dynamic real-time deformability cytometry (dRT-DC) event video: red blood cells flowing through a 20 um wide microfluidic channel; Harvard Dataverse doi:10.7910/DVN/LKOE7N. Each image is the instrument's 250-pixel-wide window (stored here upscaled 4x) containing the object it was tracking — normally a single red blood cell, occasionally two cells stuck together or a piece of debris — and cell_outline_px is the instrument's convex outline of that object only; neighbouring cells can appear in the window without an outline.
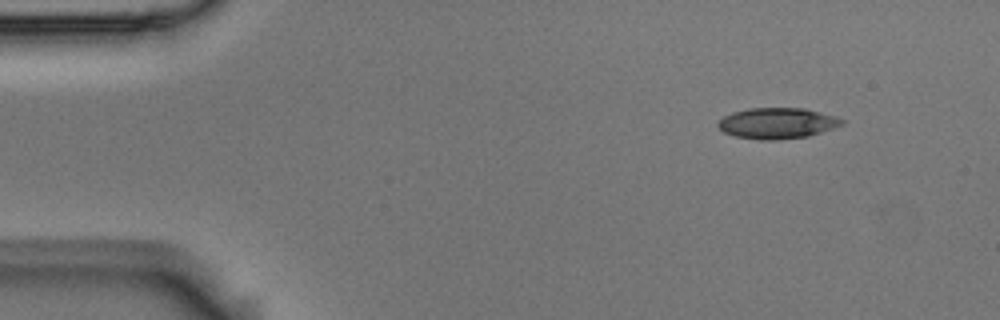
{"species": "Egyptian fruit bat (a non-hibernating species)", "species_latin": "Rousettus aegyptiacus", "temperature_condition": "room temperature", "stored_images_in_passage": 5, "camera_frame_rate_fps": 3000, "um_per_image_px": 0.085, "animal": {"sex": "male"}, "frame": {"image": 1, "passage_image": 1, "time_ms": 0.0, "image_size_px": [1000, 320], "cell_outline_px": [[844, 124], [808, 136], [776, 140], [760, 140], [736, 136], [724, 132], [716, 124], [724, 116], [732, 112], [748, 108], [804, 108], [836, 116], [844, 120]], "centroid_in_image_um": [66.06, 10.47], "position_along_channel_um": 18.9, "area_um2": 22.2}}